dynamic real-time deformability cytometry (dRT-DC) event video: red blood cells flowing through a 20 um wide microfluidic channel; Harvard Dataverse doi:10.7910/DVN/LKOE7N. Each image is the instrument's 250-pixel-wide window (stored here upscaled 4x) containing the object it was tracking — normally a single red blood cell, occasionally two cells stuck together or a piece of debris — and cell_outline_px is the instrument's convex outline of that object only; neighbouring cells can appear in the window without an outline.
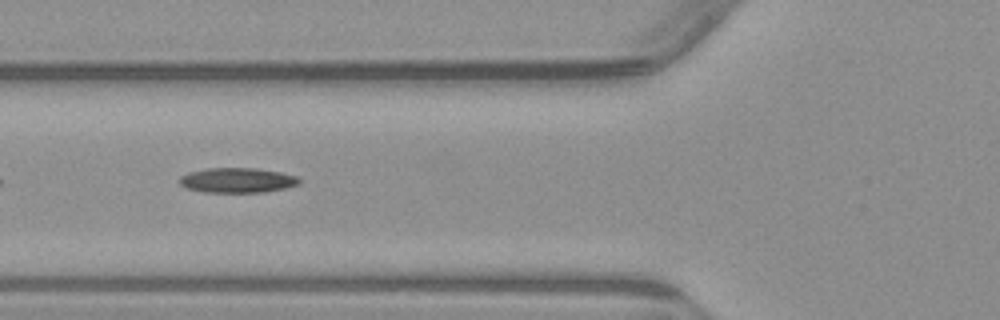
{"species": "common noctule bat (a hibernating species)", "species_latin": "Nyctalus noctula", "temperature_condition": "warm", "stored_images_in_passage": 5, "camera_frame_rate_fps": 3000, "um_per_image_px": 0.085, "animal": {"sex": "male", "body_mass_g": 23.1, "forearm_length_mm": 52.7}, "frame": {"image": 1, "passage_image": 2, "time_ms": 1.333, "image_size_px": [1000, 320], "cell_outline_px": [[300, 184], [284, 188], [264, 192], [204, 192], [188, 188], [180, 184], [180, 176], [188, 172], [208, 168], [256, 168], [280, 172], [296, 176], [300, 180]], "centroid_in_image_um": [20.17, 15.32], "position_along_channel_um": 105.6, "area_um2": 17.28}}
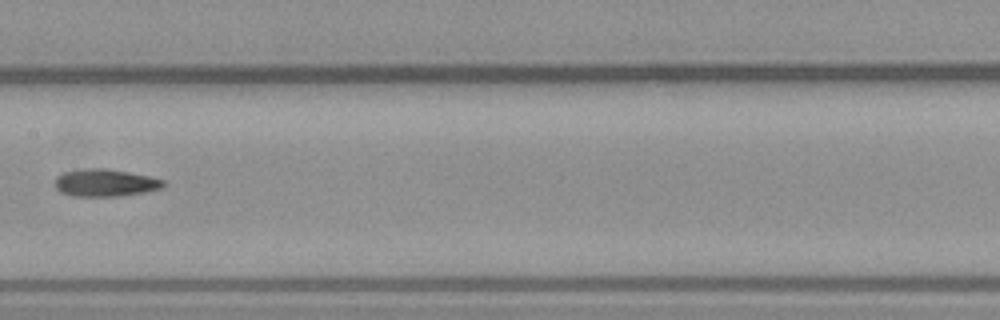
{"frame": {"image": 2, "passage_image": 4, "time_ms": 3.667, "image_size_px": [1000, 320], "cell_outline_px": [[164, 184], [160, 188], [144, 192], [120, 196], [72, 196], [60, 192], [56, 188], [56, 176], [64, 172], [84, 168], [104, 168], [128, 172], [148, 176], [164, 180]], "centroid_in_image_um": [8.9, 15.53], "position_along_channel_um": 198.5, "area_um2": 17.17}}
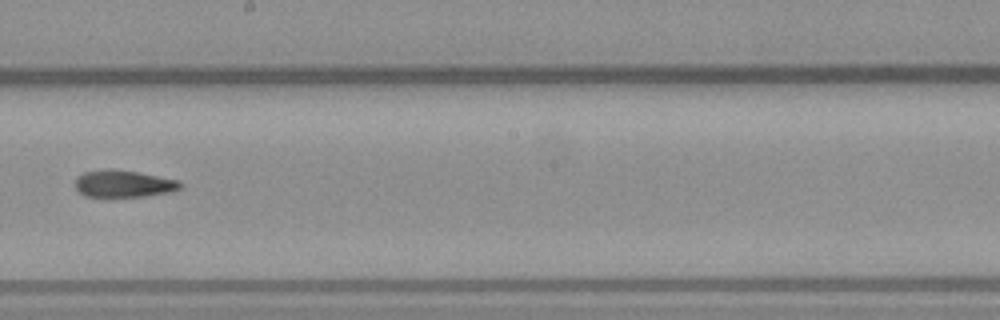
{"frame": {"image": 3, "passage_image": 5, "time_ms": 4.667, "image_size_px": [1000, 320], "cell_outline_px": [[184, 184], [180, 188], [172, 192], [144, 196], [112, 200], [84, 196], [76, 188], [76, 176], [84, 172], [136, 172], [180, 180]], "centroid_in_image_um": [10.53, 15.72], "position_along_channel_um": 237.7, "area_um2": 16.65}}